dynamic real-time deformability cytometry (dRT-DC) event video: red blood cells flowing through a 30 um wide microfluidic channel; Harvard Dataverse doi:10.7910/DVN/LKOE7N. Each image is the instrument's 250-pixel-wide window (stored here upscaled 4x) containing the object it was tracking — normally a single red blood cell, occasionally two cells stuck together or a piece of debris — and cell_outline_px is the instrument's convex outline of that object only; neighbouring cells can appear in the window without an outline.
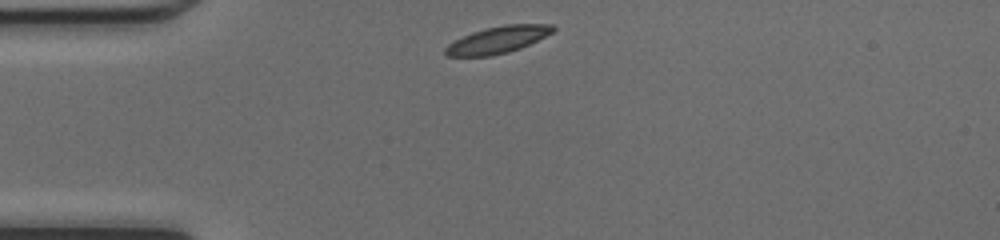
{"species": "common noctule bat (a hibernating species)", "species_latin": "Nyctalus noctula", "temperature_condition": "cold", "stored_images_in_passage": 38, "camera_frame_rate_fps": 3000, "um_per_image_px": 0.085, "animal": {"sex": "female", "body_mass_g": 17.0, "forearm_length_mm": 48.0}, "frame": {"image": 1, "passage_image": 1, "time_ms": 0.0, "image_size_px": [1000, 240], "cell_outline_px": [[556, 28], [552, 32], [520, 48], [508, 52], [492, 56], [448, 56], [444, 52], [444, 48], [448, 44], [472, 32], [484, 28], [504, 24], [552, 24]], "centroid_in_image_um": [42.29, 3.38], "position_along_channel_um": 42.7, "area_um2": 16.7}}
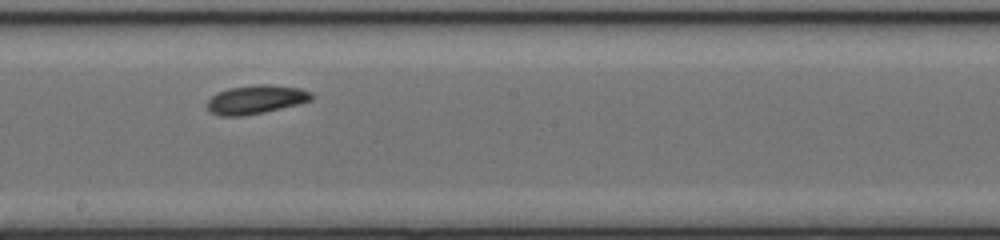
{"frame": {"image": 2, "passage_image": 16, "time_ms": 5.0, "image_size_px": [1000, 240], "cell_outline_px": [[312, 100], [264, 112], [244, 116], [220, 116], [208, 112], [208, 100], [216, 92], [228, 88], [260, 84], [268, 84], [300, 88], [312, 92]], "centroid_in_image_um": [21.72, 8.46], "position_along_channel_um": 226.5, "area_um2": 17.46}}
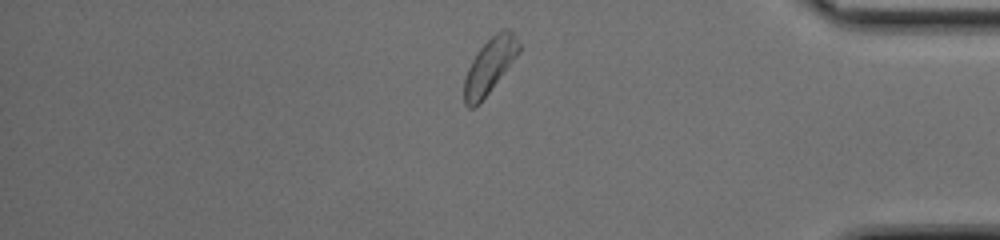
{"frame": {"image": 3, "passage_image": 30, "time_ms": 9.667, "image_size_px": [1000, 240], "cell_outline_px": [[520, 52], [480, 104], [472, 108], [468, 108], [464, 104], [464, 76], [476, 52], [496, 32], [504, 28], [508, 28], [516, 36], [520, 44]], "centroid_in_image_um": [41.61, 5.61], "position_along_channel_um": 393.6, "area_um2": 17.69}, "authors_computed_cell_mechanics": {"area_um2": 17.4556, "velocity_mm_per_s": 4.184, "shape_relaxation_time_tau1_ms": 1.6057, "shape_relaxation_time_tau2_ms": 3.2668, "deformation_change_tau1": 0.082, "deformation_change_tau2": 0.0823}}